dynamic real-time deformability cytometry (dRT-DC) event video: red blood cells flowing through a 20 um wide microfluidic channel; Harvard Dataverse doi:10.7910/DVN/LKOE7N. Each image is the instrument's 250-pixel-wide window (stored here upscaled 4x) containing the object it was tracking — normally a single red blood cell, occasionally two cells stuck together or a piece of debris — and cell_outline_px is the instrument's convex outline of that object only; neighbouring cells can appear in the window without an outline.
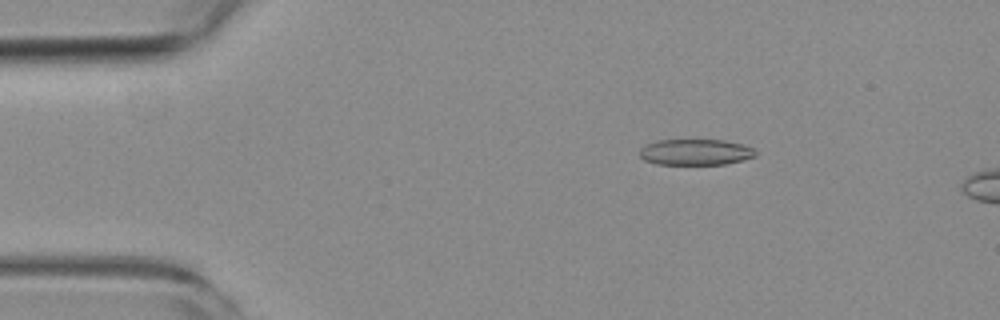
{"species": "common noctule bat (a hibernating species)", "species_latin": "Nyctalus noctula", "temperature_condition": "room temperature", "stored_images_in_passage": 15, "camera_frame_rate_fps": 3000, "um_per_image_px": 0.085, "animal": {"sex": "female", "body_mass_g": 19.3, "forearm_length_mm": 54.1}, "frame": {"image": 1, "passage_image": 9, "time_ms": 2.667, "image_size_px": [1000, 320], "cell_outline_px": [[756, 156], [724, 164], [656, 164], [644, 160], [640, 156], [640, 148], [656, 140], [724, 140], [740, 144], [752, 148], [756, 152]], "centroid_in_image_um": [59.08, 12.93], "position_along_channel_um": 25.9, "area_um2": 17.34}}